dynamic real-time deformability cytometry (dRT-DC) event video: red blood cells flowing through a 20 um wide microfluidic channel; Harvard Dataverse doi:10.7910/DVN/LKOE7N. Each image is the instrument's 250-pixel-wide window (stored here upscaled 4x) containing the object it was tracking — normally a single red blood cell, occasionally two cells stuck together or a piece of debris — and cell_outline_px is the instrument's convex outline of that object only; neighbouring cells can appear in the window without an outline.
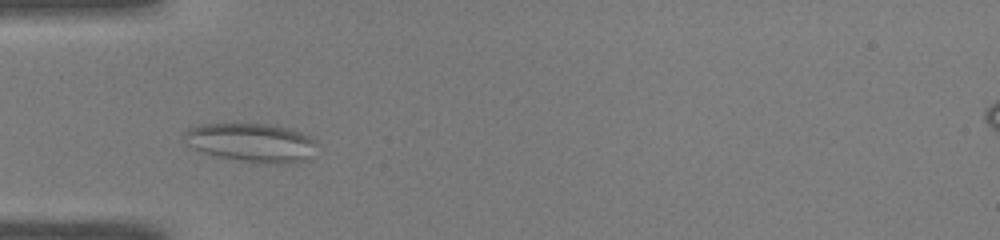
{"species": "common noctule bat (a hibernating species)", "species_latin": "Nyctalus noctula", "temperature_condition": "warm", "stored_images_in_passage": 42, "camera_frame_rate_fps": 3000, "um_per_image_px": 0.085, "animal": {"sex": "male", "body_mass_g": 19.0, "forearm_length_mm": 50.8}, "frame": {"image": 1, "passage_image": 8, "time_ms": 2.333, "image_size_px": [1000, 240], "cell_outline_px": [[316, 144], [308, 156], [304, 160], [276, 164], [268, 164], [220, 156], [204, 152], [192, 148], [184, 144], [184, 132], [188, 128], [204, 124], [268, 124], [292, 128], [308, 136]], "centroid_in_image_um": [21.31, 12.1], "position_along_channel_um": 63.7, "area_um2": 29.36}}
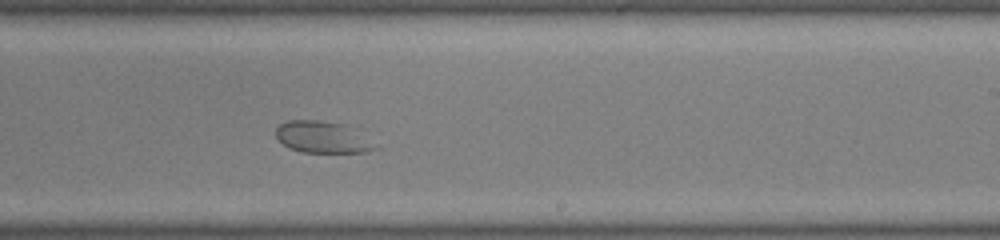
{"frame": {"image": 2, "passage_image": 23, "time_ms": 7.333, "image_size_px": [1000, 240], "cell_outline_px": [[376, 148], [364, 152], [300, 152], [284, 144], [276, 136], [276, 128], [280, 124], [288, 120], [320, 120], [344, 124]], "centroid_in_image_um": [27.27, 11.65], "position_along_channel_um": 261.7, "area_um2": 17.46}}
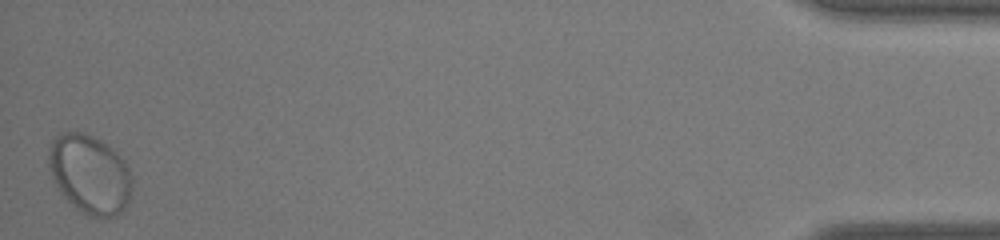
{"frame": {"image": 3, "passage_image": 42, "time_ms": 13.667, "image_size_px": [1000, 240], "cell_outline_px": [[132, 188], [124, 212], [116, 216], [92, 216], [80, 212], [60, 192], [56, 184], [48, 164], [48, 156], [52, 140], [56, 136], [64, 132], [84, 132], [100, 140], [112, 148], [124, 160], [128, 168], [132, 180]], "centroid_in_image_um": [7.65, 14.81], "position_along_channel_um": 427.6, "area_um2": 38.21}}